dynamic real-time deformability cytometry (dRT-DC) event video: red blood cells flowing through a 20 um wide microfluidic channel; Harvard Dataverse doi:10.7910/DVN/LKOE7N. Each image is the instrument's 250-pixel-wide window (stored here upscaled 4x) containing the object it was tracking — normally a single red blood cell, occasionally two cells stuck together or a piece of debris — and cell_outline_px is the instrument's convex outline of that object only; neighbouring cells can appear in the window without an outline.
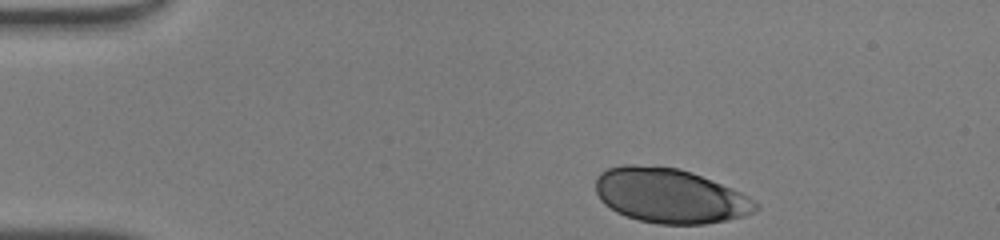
{"species": "human", "species_latin": "Homo sapiens", "temperature_condition": "warm", "stored_images_in_passage": 33, "camera_frame_rate_fps": 3000, "um_per_image_px": 0.085, "donor": {"sex": "male"}, "frame": {"image": 1, "passage_image": 1, "time_ms": 0.0, "image_size_px": [1000, 240], "cell_outline_px": [[760, 208], [744, 216], [704, 224], [660, 224], [636, 220], [624, 216], [616, 212], [604, 204], [600, 200], [596, 192], [596, 176], [600, 172], [608, 168], [624, 164], [632, 164], [680, 168], [692, 172], [732, 188], [748, 196], [760, 204]], "centroid_in_image_um": [56.92, 16.63], "position_along_channel_um": 28.1, "area_um2": 51.21}}